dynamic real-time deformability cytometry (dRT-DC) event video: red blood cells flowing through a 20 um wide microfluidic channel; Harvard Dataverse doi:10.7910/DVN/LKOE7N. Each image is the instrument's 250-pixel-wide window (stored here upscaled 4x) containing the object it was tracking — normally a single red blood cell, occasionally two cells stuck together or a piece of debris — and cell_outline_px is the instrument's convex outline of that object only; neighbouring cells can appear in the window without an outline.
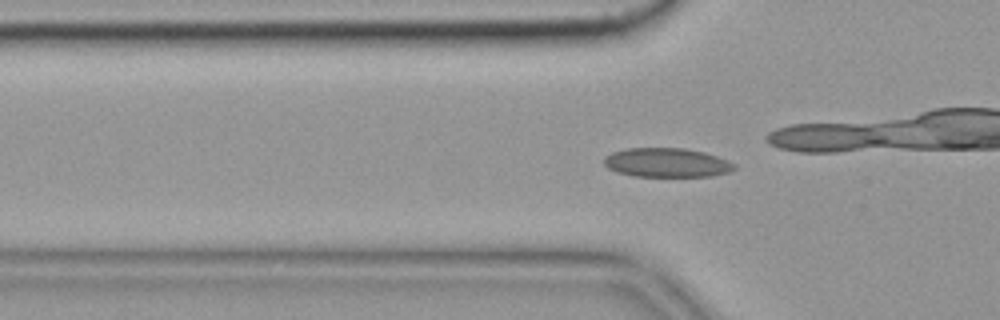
{"species": "common noctule bat (a hibernating species)", "species_latin": "Nyctalus noctula", "temperature_condition": "cold", "stored_images_in_passage": 41, "camera_frame_rate_fps": 3000, "um_per_image_px": 0.085, "animal": {"sex": "female", "body_mass_g": 19.9}, "frame": {"image": 1, "passage_image": 12, "time_ms": 3.667, "image_size_px": [1000, 320], "cell_outline_px": [[736, 168], [728, 172], [712, 176], [632, 176], [616, 172], [608, 168], [604, 164], [604, 156], [612, 152], [628, 148], [684, 148], [704, 152], [716, 156], [736, 164]], "centroid_in_image_um": [56.65, 13.82], "position_along_channel_um": 69.1, "area_um2": 22.14}, "authors_computed_cell_mechanics": {"area_um2": 21.6172, "velocity_mm_per_s": 3.5804, "shape_relaxation_time_tau1_ms": null, "shape_relaxation_time_tau2_ms": 1.2363, "deformation_change_tau1": null, "deformation_change_tau2": 0.0544}}